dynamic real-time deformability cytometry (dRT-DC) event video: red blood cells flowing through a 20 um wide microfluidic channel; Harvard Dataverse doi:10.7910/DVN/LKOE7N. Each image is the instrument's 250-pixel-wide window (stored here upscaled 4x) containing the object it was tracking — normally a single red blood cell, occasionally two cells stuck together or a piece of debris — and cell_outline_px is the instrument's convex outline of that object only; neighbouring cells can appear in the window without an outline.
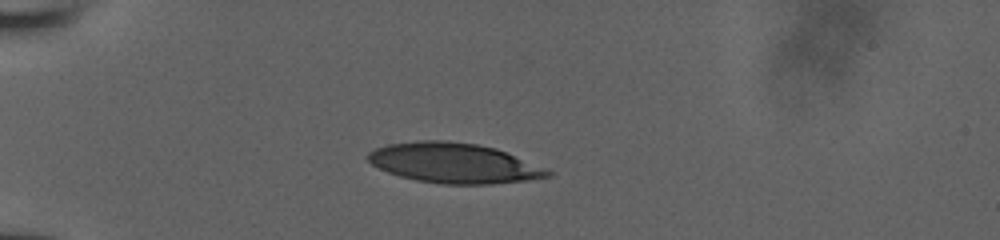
{"species": "human", "species_latin": "Homo sapiens", "temperature_condition": "room temperature", "stored_images_in_passage": 34, "camera_frame_rate_fps": 3000, "um_per_image_px": 0.085, "donor": {"sex": "male"}, "frame": {"image": 1, "passage_image": 1, "time_ms": 0.0, "image_size_px": [1000, 240], "cell_outline_px": [[556, 172], [552, 176], [524, 180], [488, 184], [444, 184], [416, 180], [400, 176], [388, 172], [372, 164], [364, 156], [368, 152], [376, 148], [388, 144], [420, 140], [444, 140], [476, 144], [496, 148]], "centroid_in_image_um": [38.58, 13.85], "position_along_channel_um": 46.4, "area_um2": 41.85}}
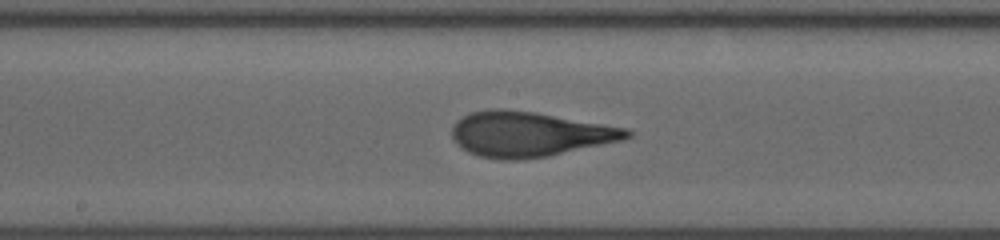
{"frame": {"image": 2, "passage_image": 15, "time_ms": 4.667, "image_size_px": [1000, 240], "cell_outline_px": [[632, 136], [624, 140], [548, 156], [520, 160], [500, 160], [480, 156], [468, 152], [460, 148], [456, 144], [452, 136], [452, 128], [456, 120], [472, 112], [496, 108], [504, 108], [536, 112], [624, 128], [632, 132]], "centroid_in_image_um": [44.95, 11.41], "position_along_channel_um": 203.2, "area_um2": 45.89}}
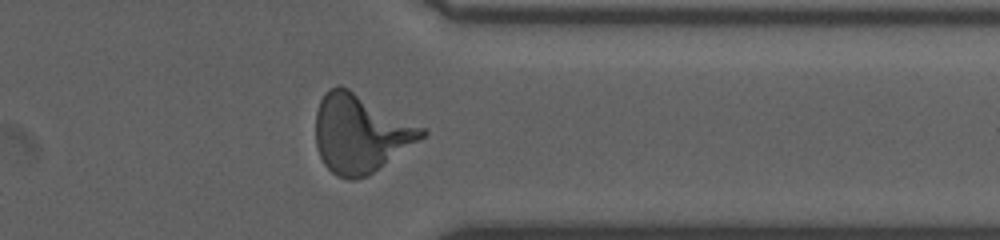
{"frame": {"image": 3, "passage_image": 28, "time_ms": 9.0, "image_size_px": [1000, 240], "cell_outline_px": [[428, 132], [424, 136], [368, 176], [356, 180], [348, 180], [336, 176], [324, 164], [316, 148], [316, 112], [320, 100], [324, 92], [328, 88], [340, 84], [348, 88], [424, 128]], "centroid_in_image_um": [30.58, 11.35], "position_along_channel_um": 380.8, "area_um2": 48.09}}